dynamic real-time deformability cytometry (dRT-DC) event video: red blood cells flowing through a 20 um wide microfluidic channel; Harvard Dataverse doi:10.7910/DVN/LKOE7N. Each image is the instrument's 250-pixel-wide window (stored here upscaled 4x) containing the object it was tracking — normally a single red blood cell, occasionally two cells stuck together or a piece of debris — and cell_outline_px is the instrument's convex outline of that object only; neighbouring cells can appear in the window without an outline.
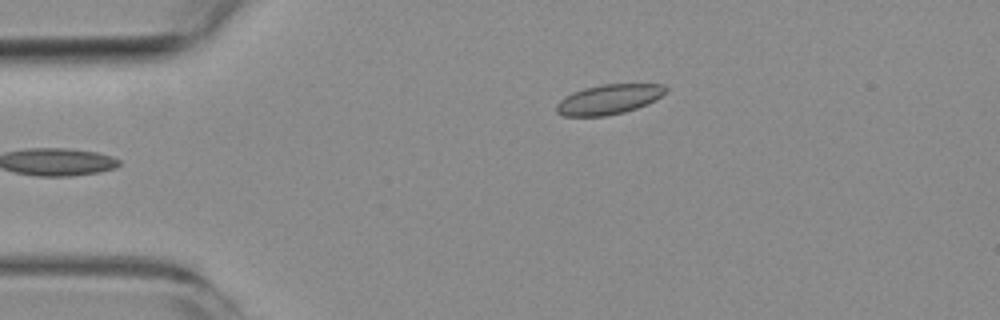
{"species": "common noctule bat (a hibernating species)", "species_latin": "Nyctalus noctula", "temperature_condition": "room temperature", "stored_images_in_passage": 4, "camera_frame_rate_fps": 3000, "um_per_image_px": 0.085, "animal": {"sex": "female", "body_mass_g": 19.3, "forearm_length_mm": 54.1}, "frame": {"image": 1, "passage_image": 4, "time_ms": 3.667, "image_size_px": [1000, 320], "cell_outline_px": [[668, 88], [656, 100], [648, 104], [624, 112], [604, 116], [564, 116], [556, 112], [556, 104], [564, 96], [572, 92], [584, 88], [600, 84], [664, 84]], "centroid_in_image_um": [51.72, 8.44], "position_along_channel_um": 33.3, "area_um2": 19.07}}